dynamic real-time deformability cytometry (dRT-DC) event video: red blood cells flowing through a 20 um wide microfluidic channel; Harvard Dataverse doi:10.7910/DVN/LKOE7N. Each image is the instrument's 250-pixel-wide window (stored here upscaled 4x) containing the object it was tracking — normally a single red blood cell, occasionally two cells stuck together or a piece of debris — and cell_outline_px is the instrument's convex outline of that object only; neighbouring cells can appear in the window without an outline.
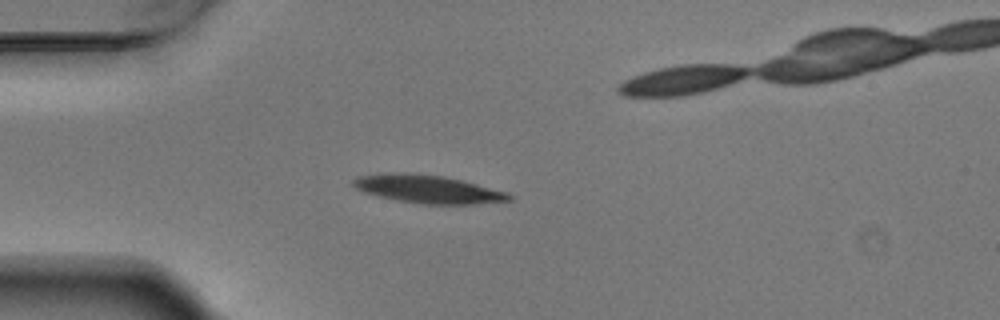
{"species": "Egyptian fruit bat (a non-hibernating species)", "species_latin": "Rousettus aegyptiacus", "temperature_condition": "warm", "stored_images_in_passage": 6, "camera_frame_rate_fps": 3000, "um_per_image_px": 0.085, "animal": {"sex": "male"}, "frame": {"image": 1, "passage_image": 5, "time_ms": 1.333, "image_size_px": [1000, 320], "cell_outline_px": [[512, 200], [476, 204], [424, 204], [396, 200], [364, 192], [356, 188], [352, 184], [352, 180], [356, 176], [396, 172], [400, 172], [440, 176], [460, 180], [508, 192], [512, 196]], "centroid_in_image_um": [36.36, 16.08], "position_along_channel_um": 48.6, "area_um2": 25.2}}